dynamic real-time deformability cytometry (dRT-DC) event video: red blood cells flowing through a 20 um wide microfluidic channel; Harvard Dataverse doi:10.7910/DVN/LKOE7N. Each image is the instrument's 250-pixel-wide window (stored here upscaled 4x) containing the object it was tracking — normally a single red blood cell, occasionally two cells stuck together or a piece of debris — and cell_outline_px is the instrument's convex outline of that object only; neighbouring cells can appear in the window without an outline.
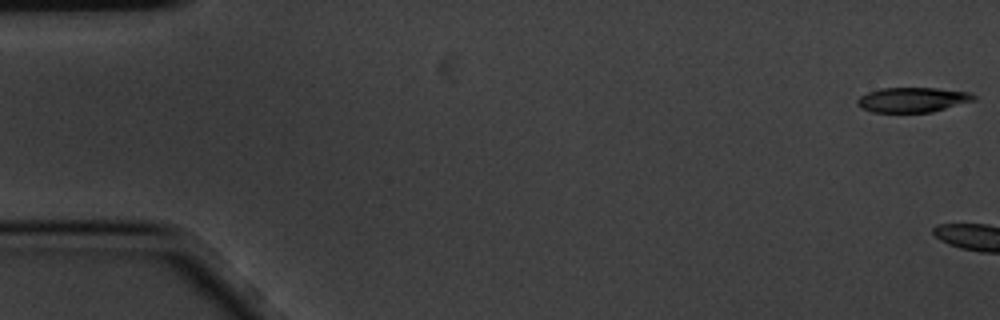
{"species": "common noctule bat (a hibernating species)", "species_latin": "Nyctalus noctula", "temperature_condition": "cold", "stored_images_in_passage": 5, "camera_frame_rate_fps": 3000, "um_per_image_px": 0.085, "animal": {"sex": "male", "body_mass_g": 20.1, "forearm_length_mm": 53.5}, "frame": {"image": 1, "passage_image": 1, "time_ms": 0.0, "image_size_px": [1000, 320], "cell_outline_px": [[976, 100], [932, 112], [872, 112], [856, 104], [856, 100], [860, 96], [868, 92], [884, 88], [936, 88], [972, 92], [976, 96]], "centroid_in_image_um": [77.61, 8.48], "position_along_channel_um": 7.4, "area_um2": 16.88}}